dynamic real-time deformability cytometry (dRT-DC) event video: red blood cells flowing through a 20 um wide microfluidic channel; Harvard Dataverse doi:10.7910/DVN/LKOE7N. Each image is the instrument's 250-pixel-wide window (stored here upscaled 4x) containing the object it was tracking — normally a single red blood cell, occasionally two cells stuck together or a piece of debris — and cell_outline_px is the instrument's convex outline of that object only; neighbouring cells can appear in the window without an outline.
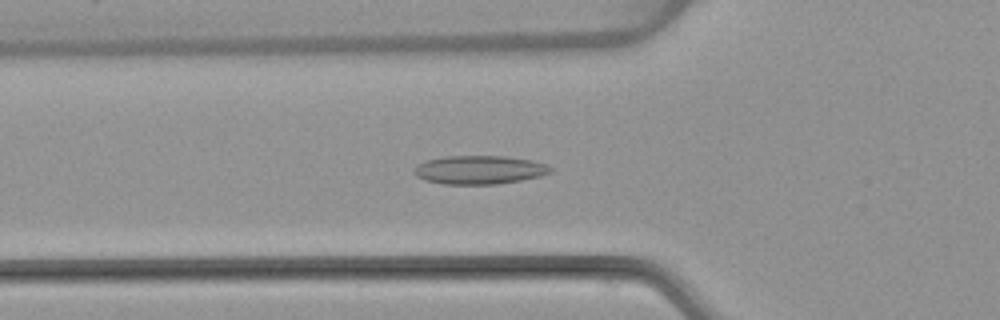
{"species": "common noctule bat (a hibernating species)", "species_latin": "Nyctalus noctula", "temperature_condition": "warm", "stored_images_in_passage": 52, "camera_frame_rate_fps": 3000, "um_per_image_px": 0.085, "animal": {"sex": "female", "body_mass_g": 22.7, "forearm_length_mm": 54.2}, "frame": {"image": 1, "passage_image": 18, "time_ms": 5.667, "image_size_px": [1000, 320], "cell_outline_px": [[552, 172], [540, 176], [520, 180], [496, 184], [444, 184], [424, 180], [416, 176], [412, 172], [420, 164], [428, 160], [444, 156], [504, 156], [532, 160], [544, 164], [552, 168]], "centroid_in_image_um": [40.75, 14.44], "position_along_channel_um": 85.1, "area_um2": 22.54}}
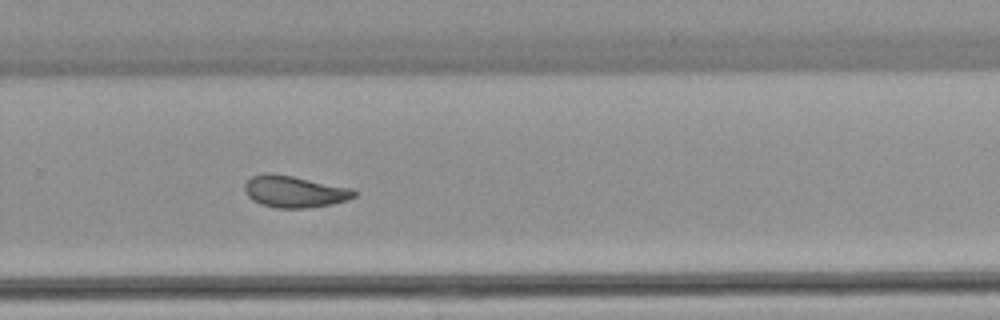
{"frame": {"image": 2, "passage_image": 35, "time_ms": 11.333, "image_size_px": [1000, 320], "cell_outline_px": [[356, 196], [348, 200], [332, 204], [304, 208], [276, 208], [260, 204], [252, 200], [244, 192], [244, 184], [252, 176], [268, 172], [292, 176], [352, 188], [356, 192]], "centroid_in_image_um": [25.01, 16.29], "position_along_channel_um": 304.8, "area_um2": 20.29}}
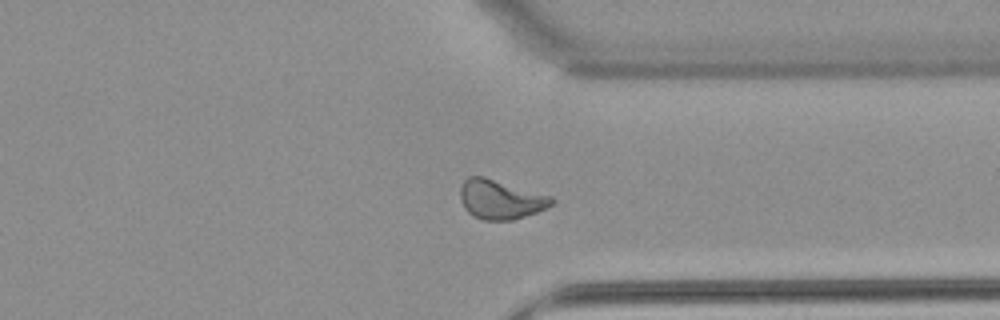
{"frame": {"image": 3, "passage_image": 40, "time_ms": 13.0, "image_size_px": [1000, 320], "cell_outline_px": [[556, 200], [552, 204], [536, 212], [512, 220], [484, 220], [472, 216], [464, 208], [460, 200], [460, 188], [464, 180], [468, 176], [484, 176], [552, 196]], "centroid_in_image_um": [42.51, 16.94], "position_along_channel_um": 368.9, "area_um2": 20.98}, "authors_computed_cell_mechanics": {"area_um2": 20.9525, "velocity_mm_per_s": 3.8761, "shape_relaxation_time_tau1_ms": null, "shape_relaxation_time_tau2_ms": 2.143, "deformation_change_tau1": null, "deformation_change_tau2": 0.0887}}